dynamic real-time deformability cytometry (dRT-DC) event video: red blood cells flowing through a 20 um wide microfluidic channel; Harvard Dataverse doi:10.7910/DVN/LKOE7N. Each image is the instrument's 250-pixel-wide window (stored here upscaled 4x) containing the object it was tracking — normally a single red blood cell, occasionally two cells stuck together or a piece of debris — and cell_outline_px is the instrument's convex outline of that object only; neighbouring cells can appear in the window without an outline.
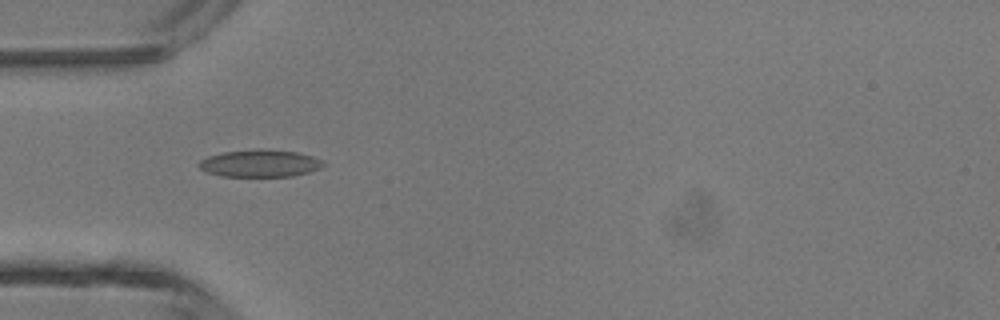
{"species": "common noctule bat (a hibernating species)", "species_latin": "Nyctalus noctula", "temperature_condition": "room temperature", "stored_images_in_passage": 2, "camera_frame_rate_fps": 3000, "um_per_image_px": 0.085, "animal": {"sex": "male", "body_mass_g": 13.3}, "frame": {"image": 1, "passage_image": 2, "time_ms": 0.333, "image_size_px": [1000, 320], "cell_outline_px": [[324, 164], [320, 168], [308, 172], [292, 176], [220, 176], [204, 172], [196, 164], [200, 160], [208, 156], [224, 152], [260, 148], [296, 152], [312, 156], [324, 160]], "centroid_in_image_um": [22.06, 13.88], "position_along_channel_um": 62.9, "area_um2": 19.88}}